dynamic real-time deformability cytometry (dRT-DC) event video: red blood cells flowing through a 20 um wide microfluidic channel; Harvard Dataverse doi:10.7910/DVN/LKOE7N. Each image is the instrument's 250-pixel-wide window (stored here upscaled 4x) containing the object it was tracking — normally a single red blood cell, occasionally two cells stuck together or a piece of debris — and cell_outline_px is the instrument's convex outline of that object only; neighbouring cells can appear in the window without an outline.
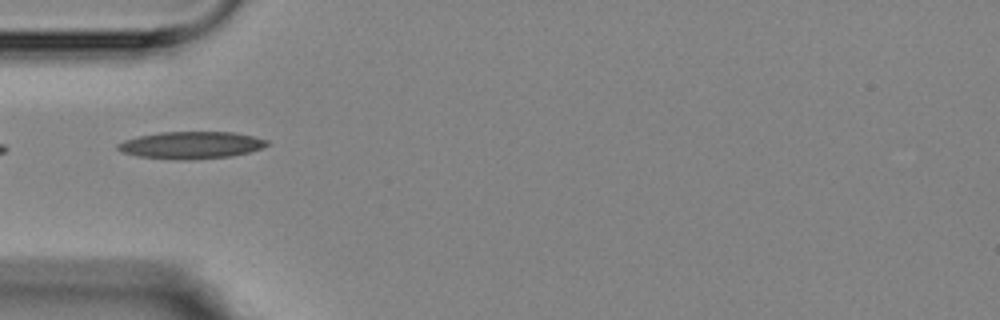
{"species": "Egyptian fruit bat (a non-hibernating species)", "species_latin": "Rousettus aegyptiacus", "temperature_condition": "room temperature", "stored_images_in_passage": 5, "camera_frame_rate_fps": 3000, "um_per_image_px": 0.085, "animal": {"sex": "female"}, "frame": {"image": 1, "passage_image": 5, "time_ms": 5.333, "image_size_px": [1000, 320], "cell_outline_px": [[268, 144], [260, 148], [248, 152], [232, 156], [192, 160], [184, 160], [136, 156], [124, 152], [116, 148], [116, 144], [124, 140], [140, 136], [160, 132], [236, 132], [268, 140]], "centroid_in_image_um": [16.24, 12.33], "position_along_channel_um": 68.8, "area_um2": 23.52}}